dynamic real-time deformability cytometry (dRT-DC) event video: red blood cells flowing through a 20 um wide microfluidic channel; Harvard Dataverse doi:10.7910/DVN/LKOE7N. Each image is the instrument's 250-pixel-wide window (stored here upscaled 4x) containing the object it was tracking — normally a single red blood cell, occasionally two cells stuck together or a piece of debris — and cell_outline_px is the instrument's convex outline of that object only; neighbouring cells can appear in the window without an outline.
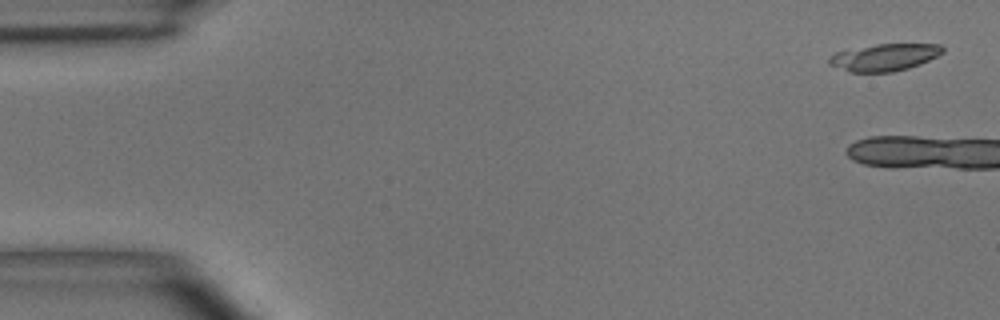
{"species": "common noctule bat (a hibernating species)", "species_latin": "Nyctalus noctula", "temperature_condition": "room temperature", "stored_images_in_passage": 3, "camera_frame_rate_fps": 3000, "um_per_image_px": 0.085, "animal": {"sex": "male", "body_mass_g": 15.6}, "frame": {"image": 1, "passage_image": 1, "time_ms": 0.0, "image_size_px": [1000, 320], "cell_outline_px": [[944, 52], [920, 64], [908, 68], [892, 72], [848, 72], [828, 64], [828, 56], [836, 52], [876, 44], [940, 44], [944, 48]], "centroid_in_image_um": [75.15, 4.87], "position_along_channel_um": 9.9, "area_um2": 17.92}}